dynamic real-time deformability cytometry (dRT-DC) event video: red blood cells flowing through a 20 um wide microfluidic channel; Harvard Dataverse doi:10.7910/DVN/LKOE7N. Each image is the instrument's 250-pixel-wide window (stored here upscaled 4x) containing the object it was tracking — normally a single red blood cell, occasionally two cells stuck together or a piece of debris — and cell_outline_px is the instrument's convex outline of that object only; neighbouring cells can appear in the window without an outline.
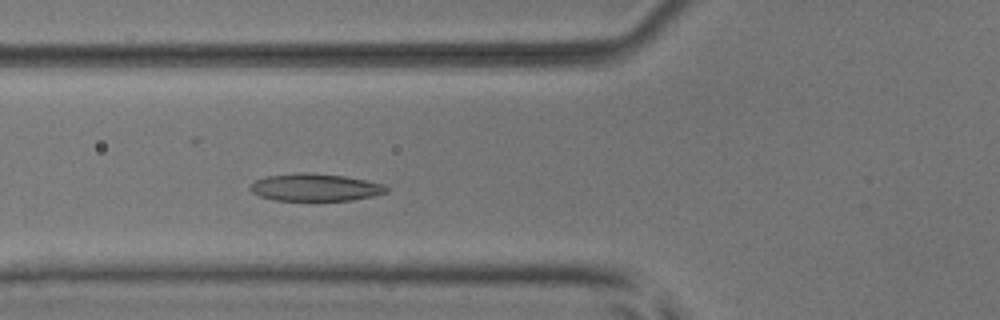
{"species": "common noctule bat (a hibernating species)", "species_latin": "Nyctalus noctula", "temperature_condition": "room temperature", "stored_images_in_passage": 43, "camera_frame_rate_fps": 3000, "um_per_image_px": 0.085, "animal": {"sex": "male", "body_mass_g": 17.9, "forearm_length_mm": 54.2}, "frame": {"image": 1, "passage_image": 9, "time_ms": 2.667, "image_size_px": [1000, 320], "cell_outline_px": [[388, 192], [372, 196], [352, 200], [272, 200], [260, 196], [252, 192], [248, 188], [248, 184], [264, 176], [300, 172], [344, 176], [384, 184], [388, 188]], "centroid_in_image_um": [26.74, 15.92], "position_along_channel_um": 99.1, "area_um2": 21.73}}
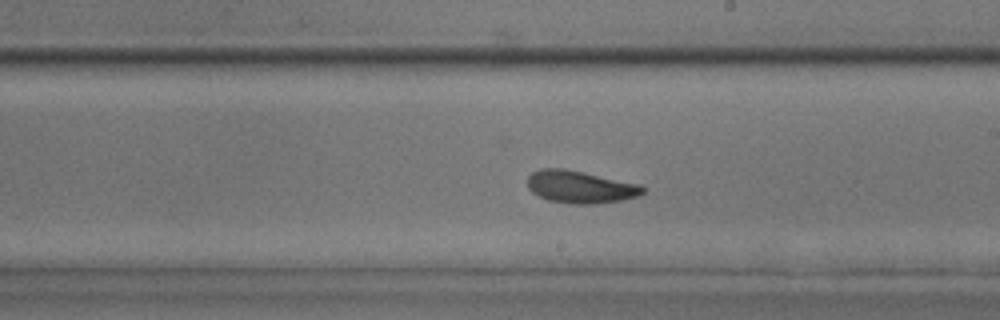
{"frame": {"image": 2, "passage_image": 20, "time_ms": 6.333, "image_size_px": [1000, 320], "cell_outline_px": [[644, 192], [636, 196], [620, 200], [596, 204], [572, 204], [548, 200], [532, 192], [528, 188], [528, 176], [532, 172], [540, 168], [564, 168], [584, 172], [640, 184], [644, 188]], "centroid_in_image_um": [49.29, 15.88], "position_along_channel_um": 239.7, "area_um2": 21.73}}
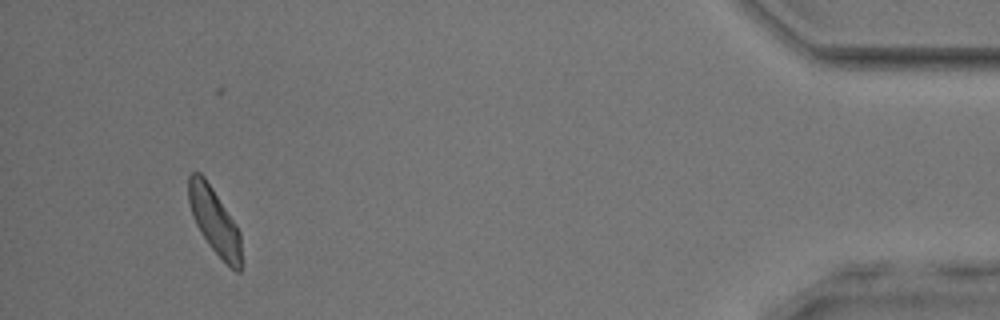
{"frame": {"image": 3, "passage_image": 39, "time_ms": 12.667, "image_size_px": [1000, 320], "cell_outline_px": [[244, 260], [240, 272], [236, 272], [208, 244], [200, 232], [196, 224], [188, 200], [188, 176], [192, 172], [200, 172], [204, 176], [236, 224], [240, 232]], "centroid_in_image_um": [18.27, 18.82], "position_along_channel_um": 416.9, "area_um2": 20.4}, "authors_computed_cell_mechanics": {"area_um2": 21.0392, "velocity_mm_per_s": 3.8572, "shape_relaxation_time_tau1_ms": 1.9226, "shape_relaxation_time_tau2_ms": 2.6385, "deformation_change_tau1": 0.1139, "deformation_change_tau2": 0.1007}}